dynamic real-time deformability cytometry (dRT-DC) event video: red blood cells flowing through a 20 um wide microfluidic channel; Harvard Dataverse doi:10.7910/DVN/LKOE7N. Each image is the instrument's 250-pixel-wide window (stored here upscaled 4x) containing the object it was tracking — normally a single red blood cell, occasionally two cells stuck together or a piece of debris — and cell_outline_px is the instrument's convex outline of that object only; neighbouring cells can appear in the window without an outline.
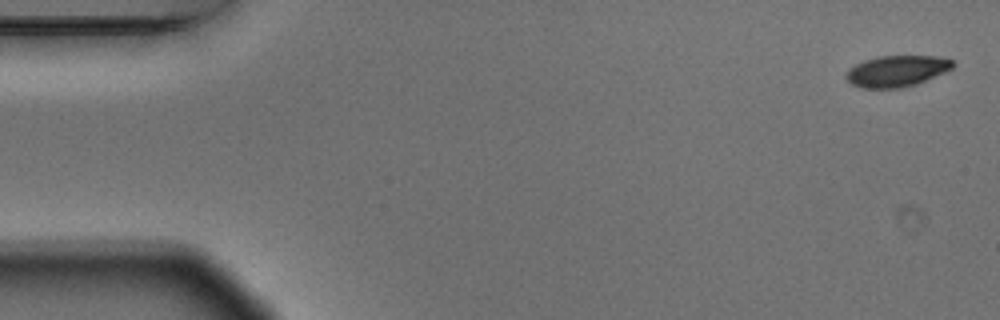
{"species": "Egyptian fruit bat (a non-hibernating species)", "species_latin": "Rousettus aegyptiacus", "temperature_condition": "warm", "stored_images_in_passage": 6, "camera_frame_rate_fps": 3000, "um_per_image_px": 0.085, "animal": {"sex": "male"}, "frame": {"image": 1, "passage_image": 1, "time_ms": 0.0, "image_size_px": [1000, 320], "cell_outline_px": [[956, 64], [952, 68], [944, 72], [916, 84], [900, 88], [860, 88], [852, 84], [844, 76], [848, 68], [864, 60], [876, 56], [936, 56], [952, 60]], "centroid_in_image_um": [76.19, 6.04], "position_along_channel_um": 8.8, "area_um2": 19.42}}
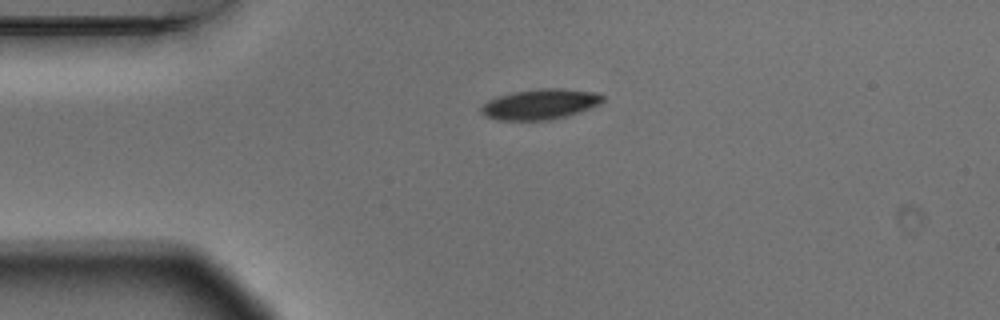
{"frame": {"image": 2, "passage_image": 4, "time_ms": 1.0, "image_size_px": [1000, 320], "cell_outline_px": [[604, 100], [600, 104], [580, 112], [568, 116], [548, 120], [496, 120], [484, 116], [480, 112], [480, 108], [488, 100], [500, 96], [516, 92], [540, 88], [560, 88], [596, 92], [604, 96]], "centroid_in_image_um": [45.93, 8.87], "position_along_channel_um": 39.1, "area_um2": 21.56}}
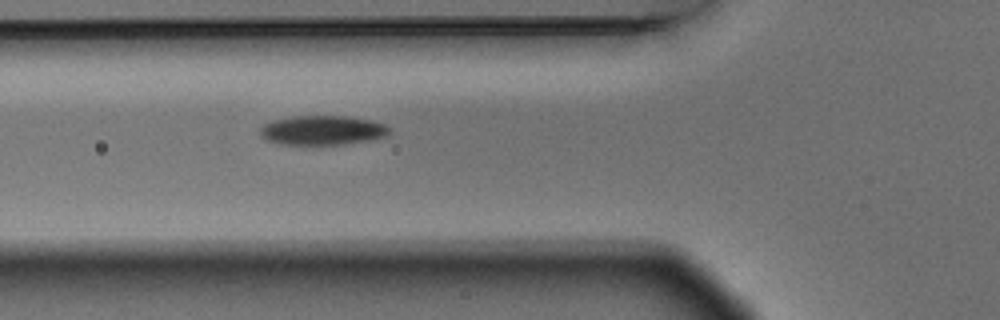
{"frame": {"image": 3, "passage_image": 6, "time_ms": 1.667, "image_size_px": [1000, 320], "cell_outline_px": [[392, 128], [388, 136], [372, 140], [344, 144], [280, 144], [268, 140], [260, 136], [260, 128], [264, 124], [272, 120], [292, 116], [344, 116], [372, 120], [384, 124]], "centroid_in_image_um": [27.44, 11.07], "position_along_channel_um": 98.4, "area_um2": 22.31}}